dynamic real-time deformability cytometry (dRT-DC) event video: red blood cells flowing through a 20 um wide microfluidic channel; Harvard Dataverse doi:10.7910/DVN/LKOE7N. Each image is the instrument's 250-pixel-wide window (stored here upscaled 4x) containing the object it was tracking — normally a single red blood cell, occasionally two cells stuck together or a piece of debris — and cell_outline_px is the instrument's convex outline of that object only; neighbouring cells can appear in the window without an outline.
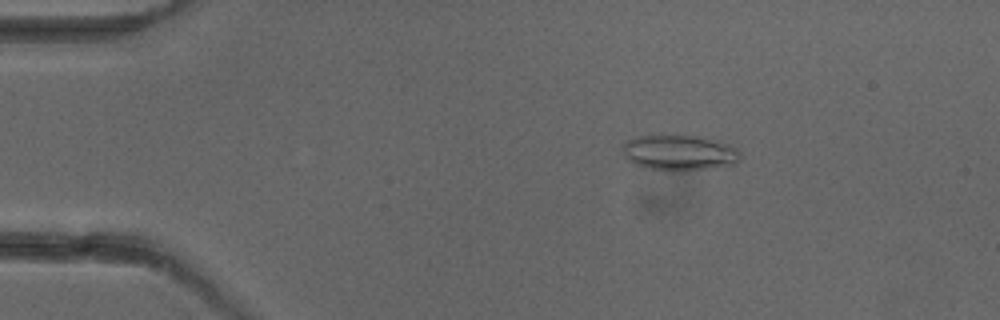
{"species": "common noctule bat (a hibernating species)", "species_latin": "Nyctalus noctula", "temperature_condition": "cold", "stored_images_in_passage": 4, "camera_frame_rate_fps": 3000, "um_per_image_px": 0.085, "animal": {"sex": "female"}, "frame": {"image": 1, "passage_image": 3, "time_ms": 2.667, "image_size_px": [1000, 320], "cell_outline_px": [[740, 160], [736, 164], [680, 172], [644, 168], [636, 164], [624, 156], [620, 144], [628, 140], [640, 136], [676, 132], [720, 140], [736, 148], [740, 152]], "centroid_in_image_um": [57.73, 12.94], "position_along_channel_um": 27.3, "area_um2": 25.43}}